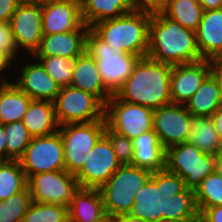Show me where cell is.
Instances as JSON below:
<instances>
[{
    "mask_svg": "<svg viewBox=\"0 0 222 222\" xmlns=\"http://www.w3.org/2000/svg\"><path fill=\"white\" fill-rule=\"evenodd\" d=\"M128 214L140 222H168L195 217L198 210L194 191L185 188L180 176L163 169L152 173Z\"/></svg>",
    "mask_w": 222,
    "mask_h": 222,
    "instance_id": "obj_1",
    "label": "cell"
},
{
    "mask_svg": "<svg viewBox=\"0 0 222 222\" xmlns=\"http://www.w3.org/2000/svg\"><path fill=\"white\" fill-rule=\"evenodd\" d=\"M146 56L170 65L202 60L197 47L196 32L182 27L162 12L151 15Z\"/></svg>",
    "mask_w": 222,
    "mask_h": 222,
    "instance_id": "obj_2",
    "label": "cell"
},
{
    "mask_svg": "<svg viewBox=\"0 0 222 222\" xmlns=\"http://www.w3.org/2000/svg\"><path fill=\"white\" fill-rule=\"evenodd\" d=\"M171 72L172 65L155 61L148 56L141 57L115 95L125 102L153 110L171 104Z\"/></svg>",
    "mask_w": 222,
    "mask_h": 222,
    "instance_id": "obj_3",
    "label": "cell"
},
{
    "mask_svg": "<svg viewBox=\"0 0 222 222\" xmlns=\"http://www.w3.org/2000/svg\"><path fill=\"white\" fill-rule=\"evenodd\" d=\"M151 13L132 11L114 19L94 24L91 29L111 47L114 53H132L145 57L149 47Z\"/></svg>",
    "mask_w": 222,
    "mask_h": 222,
    "instance_id": "obj_4",
    "label": "cell"
},
{
    "mask_svg": "<svg viewBox=\"0 0 222 222\" xmlns=\"http://www.w3.org/2000/svg\"><path fill=\"white\" fill-rule=\"evenodd\" d=\"M152 173L131 164L121 165L99 189L106 216L128 214L133 207L135 195L151 178Z\"/></svg>",
    "mask_w": 222,
    "mask_h": 222,
    "instance_id": "obj_5",
    "label": "cell"
},
{
    "mask_svg": "<svg viewBox=\"0 0 222 222\" xmlns=\"http://www.w3.org/2000/svg\"><path fill=\"white\" fill-rule=\"evenodd\" d=\"M86 50L96 60L102 80L112 94L123 86L141 58L132 53H114L113 47L91 28L86 34Z\"/></svg>",
    "mask_w": 222,
    "mask_h": 222,
    "instance_id": "obj_6",
    "label": "cell"
},
{
    "mask_svg": "<svg viewBox=\"0 0 222 222\" xmlns=\"http://www.w3.org/2000/svg\"><path fill=\"white\" fill-rule=\"evenodd\" d=\"M215 160V156L203 153L189 142L165 149V169L180 176L185 188L193 191L215 171Z\"/></svg>",
    "mask_w": 222,
    "mask_h": 222,
    "instance_id": "obj_7",
    "label": "cell"
},
{
    "mask_svg": "<svg viewBox=\"0 0 222 222\" xmlns=\"http://www.w3.org/2000/svg\"><path fill=\"white\" fill-rule=\"evenodd\" d=\"M58 132L62 138L65 170L75 175L84 164L88 154L97 141L104 135L106 120L88 123L62 125Z\"/></svg>",
    "mask_w": 222,
    "mask_h": 222,
    "instance_id": "obj_8",
    "label": "cell"
},
{
    "mask_svg": "<svg viewBox=\"0 0 222 222\" xmlns=\"http://www.w3.org/2000/svg\"><path fill=\"white\" fill-rule=\"evenodd\" d=\"M153 109L120 100L113 94L105 104L104 117L113 132L134 140L153 130Z\"/></svg>",
    "mask_w": 222,
    "mask_h": 222,
    "instance_id": "obj_9",
    "label": "cell"
},
{
    "mask_svg": "<svg viewBox=\"0 0 222 222\" xmlns=\"http://www.w3.org/2000/svg\"><path fill=\"white\" fill-rule=\"evenodd\" d=\"M53 103L59 127L105 120V105L95 95L71 85L62 87Z\"/></svg>",
    "mask_w": 222,
    "mask_h": 222,
    "instance_id": "obj_10",
    "label": "cell"
},
{
    "mask_svg": "<svg viewBox=\"0 0 222 222\" xmlns=\"http://www.w3.org/2000/svg\"><path fill=\"white\" fill-rule=\"evenodd\" d=\"M26 177L43 172L65 170L64 149L60 133L32 137L18 160Z\"/></svg>",
    "mask_w": 222,
    "mask_h": 222,
    "instance_id": "obj_11",
    "label": "cell"
},
{
    "mask_svg": "<svg viewBox=\"0 0 222 222\" xmlns=\"http://www.w3.org/2000/svg\"><path fill=\"white\" fill-rule=\"evenodd\" d=\"M27 187L32 202L59 204L67 208L71 204L73 194L79 188L75 176L66 170L30 175L27 178Z\"/></svg>",
    "mask_w": 222,
    "mask_h": 222,
    "instance_id": "obj_12",
    "label": "cell"
},
{
    "mask_svg": "<svg viewBox=\"0 0 222 222\" xmlns=\"http://www.w3.org/2000/svg\"><path fill=\"white\" fill-rule=\"evenodd\" d=\"M120 166L109 139L103 135L74 176L79 187L100 189Z\"/></svg>",
    "mask_w": 222,
    "mask_h": 222,
    "instance_id": "obj_13",
    "label": "cell"
},
{
    "mask_svg": "<svg viewBox=\"0 0 222 222\" xmlns=\"http://www.w3.org/2000/svg\"><path fill=\"white\" fill-rule=\"evenodd\" d=\"M193 116L184 104H168L153 111V130L162 146L187 142Z\"/></svg>",
    "mask_w": 222,
    "mask_h": 222,
    "instance_id": "obj_14",
    "label": "cell"
},
{
    "mask_svg": "<svg viewBox=\"0 0 222 222\" xmlns=\"http://www.w3.org/2000/svg\"><path fill=\"white\" fill-rule=\"evenodd\" d=\"M17 49L25 48L31 54L39 48L42 39V4L22 1L10 20Z\"/></svg>",
    "mask_w": 222,
    "mask_h": 222,
    "instance_id": "obj_15",
    "label": "cell"
},
{
    "mask_svg": "<svg viewBox=\"0 0 222 222\" xmlns=\"http://www.w3.org/2000/svg\"><path fill=\"white\" fill-rule=\"evenodd\" d=\"M77 2L51 0L42 3V35H52L73 30H89Z\"/></svg>",
    "mask_w": 222,
    "mask_h": 222,
    "instance_id": "obj_16",
    "label": "cell"
},
{
    "mask_svg": "<svg viewBox=\"0 0 222 222\" xmlns=\"http://www.w3.org/2000/svg\"><path fill=\"white\" fill-rule=\"evenodd\" d=\"M211 74V61L172 65L170 94L173 104H185Z\"/></svg>",
    "mask_w": 222,
    "mask_h": 222,
    "instance_id": "obj_17",
    "label": "cell"
},
{
    "mask_svg": "<svg viewBox=\"0 0 222 222\" xmlns=\"http://www.w3.org/2000/svg\"><path fill=\"white\" fill-rule=\"evenodd\" d=\"M195 32L201 58L222 60V8L204 11Z\"/></svg>",
    "mask_w": 222,
    "mask_h": 222,
    "instance_id": "obj_18",
    "label": "cell"
},
{
    "mask_svg": "<svg viewBox=\"0 0 222 222\" xmlns=\"http://www.w3.org/2000/svg\"><path fill=\"white\" fill-rule=\"evenodd\" d=\"M71 86L95 95L104 105L113 95L102 80L96 60L87 50L74 59Z\"/></svg>",
    "mask_w": 222,
    "mask_h": 222,
    "instance_id": "obj_19",
    "label": "cell"
},
{
    "mask_svg": "<svg viewBox=\"0 0 222 222\" xmlns=\"http://www.w3.org/2000/svg\"><path fill=\"white\" fill-rule=\"evenodd\" d=\"M21 73L20 79L14 83L32 100L54 102L61 87L48 75L41 63L26 65Z\"/></svg>",
    "mask_w": 222,
    "mask_h": 222,
    "instance_id": "obj_20",
    "label": "cell"
},
{
    "mask_svg": "<svg viewBox=\"0 0 222 222\" xmlns=\"http://www.w3.org/2000/svg\"><path fill=\"white\" fill-rule=\"evenodd\" d=\"M88 30L43 35L39 48L34 52L37 56H61L75 59L86 50V34Z\"/></svg>",
    "mask_w": 222,
    "mask_h": 222,
    "instance_id": "obj_21",
    "label": "cell"
},
{
    "mask_svg": "<svg viewBox=\"0 0 222 222\" xmlns=\"http://www.w3.org/2000/svg\"><path fill=\"white\" fill-rule=\"evenodd\" d=\"M106 217L100 190L79 187L68 207V222H102Z\"/></svg>",
    "mask_w": 222,
    "mask_h": 222,
    "instance_id": "obj_22",
    "label": "cell"
},
{
    "mask_svg": "<svg viewBox=\"0 0 222 222\" xmlns=\"http://www.w3.org/2000/svg\"><path fill=\"white\" fill-rule=\"evenodd\" d=\"M133 146L134 154L131 165L151 172L165 169V148L160 143L154 130L135 138Z\"/></svg>",
    "mask_w": 222,
    "mask_h": 222,
    "instance_id": "obj_23",
    "label": "cell"
},
{
    "mask_svg": "<svg viewBox=\"0 0 222 222\" xmlns=\"http://www.w3.org/2000/svg\"><path fill=\"white\" fill-rule=\"evenodd\" d=\"M21 122L32 137L49 135L59 130L54 103L50 101L32 100Z\"/></svg>",
    "mask_w": 222,
    "mask_h": 222,
    "instance_id": "obj_24",
    "label": "cell"
},
{
    "mask_svg": "<svg viewBox=\"0 0 222 222\" xmlns=\"http://www.w3.org/2000/svg\"><path fill=\"white\" fill-rule=\"evenodd\" d=\"M80 7L83 22L90 28L134 11L132 0H84Z\"/></svg>",
    "mask_w": 222,
    "mask_h": 222,
    "instance_id": "obj_25",
    "label": "cell"
},
{
    "mask_svg": "<svg viewBox=\"0 0 222 222\" xmlns=\"http://www.w3.org/2000/svg\"><path fill=\"white\" fill-rule=\"evenodd\" d=\"M32 99L14 82L0 86V124L21 121Z\"/></svg>",
    "mask_w": 222,
    "mask_h": 222,
    "instance_id": "obj_26",
    "label": "cell"
},
{
    "mask_svg": "<svg viewBox=\"0 0 222 222\" xmlns=\"http://www.w3.org/2000/svg\"><path fill=\"white\" fill-rule=\"evenodd\" d=\"M220 105L221 98L218 84L211 74L185 103L187 110L194 118L211 116Z\"/></svg>",
    "mask_w": 222,
    "mask_h": 222,
    "instance_id": "obj_27",
    "label": "cell"
},
{
    "mask_svg": "<svg viewBox=\"0 0 222 222\" xmlns=\"http://www.w3.org/2000/svg\"><path fill=\"white\" fill-rule=\"evenodd\" d=\"M187 142L194 144L205 154L216 157L222 153V143L211 116L193 118Z\"/></svg>",
    "mask_w": 222,
    "mask_h": 222,
    "instance_id": "obj_28",
    "label": "cell"
},
{
    "mask_svg": "<svg viewBox=\"0 0 222 222\" xmlns=\"http://www.w3.org/2000/svg\"><path fill=\"white\" fill-rule=\"evenodd\" d=\"M161 12L182 27L196 31L204 9L198 0H166Z\"/></svg>",
    "mask_w": 222,
    "mask_h": 222,
    "instance_id": "obj_29",
    "label": "cell"
},
{
    "mask_svg": "<svg viewBox=\"0 0 222 222\" xmlns=\"http://www.w3.org/2000/svg\"><path fill=\"white\" fill-rule=\"evenodd\" d=\"M27 187V177L19 161L0 163V202Z\"/></svg>",
    "mask_w": 222,
    "mask_h": 222,
    "instance_id": "obj_30",
    "label": "cell"
},
{
    "mask_svg": "<svg viewBox=\"0 0 222 222\" xmlns=\"http://www.w3.org/2000/svg\"><path fill=\"white\" fill-rule=\"evenodd\" d=\"M198 213L222 205V178L214 171L207 175L194 191Z\"/></svg>",
    "mask_w": 222,
    "mask_h": 222,
    "instance_id": "obj_31",
    "label": "cell"
},
{
    "mask_svg": "<svg viewBox=\"0 0 222 222\" xmlns=\"http://www.w3.org/2000/svg\"><path fill=\"white\" fill-rule=\"evenodd\" d=\"M6 153L11 160H19L32 136L21 121L5 124Z\"/></svg>",
    "mask_w": 222,
    "mask_h": 222,
    "instance_id": "obj_32",
    "label": "cell"
},
{
    "mask_svg": "<svg viewBox=\"0 0 222 222\" xmlns=\"http://www.w3.org/2000/svg\"><path fill=\"white\" fill-rule=\"evenodd\" d=\"M32 203L28 187L0 202V222H22Z\"/></svg>",
    "mask_w": 222,
    "mask_h": 222,
    "instance_id": "obj_33",
    "label": "cell"
},
{
    "mask_svg": "<svg viewBox=\"0 0 222 222\" xmlns=\"http://www.w3.org/2000/svg\"><path fill=\"white\" fill-rule=\"evenodd\" d=\"M48 75L59 84V86H70L74 70V59L61 56H37Z\"/></svg>",
    "mask_w": 222,
    "mask_h": 222,
    "instance_id": "obj_34",
    "label": "cell"
},
{
    "mask_svg": "<svg viewBox=\"0 0 222 222\" xmlns=\"http://www.w3.org/2000/svg\"><path fill=\"white\" fill-rule=\"evenodd\" d=\"M22 222H68V208L59 204L32 202Z\"/></svg>",
    "mask_w": 222,
    "mask_h": 222,
    "instance_id": "obj_35",
    "label": "cell"
},
{
    "mask_svg": "<svg viewBox=\"0 0 222 222\" xmlns=\"http://www.w3.org/2000/svg\"><path fill=\"white\" fill-rule=\"evenodd\" d=\"M104 135L109 139L121 165L132 164L134 154L133 140L113 132L108 127L105 129Z\"/></svg>",
    "mask_w": 222,
    "mask_h": 222,
    "instance_id": "obj_36",
    "label": "cell"
},
{
    "mask_svg": "<svg viewBox=\"0 0 222 222\" xmlns=\"http://www.w3.org/2000/svg\"><path fill=\"white\" fill-rule=\"evenodd\" d=\"M0 49L8 53L12 58L16 56L18 49L14 41L10 21L0 22Z\"/></svg>",
    "mask_w": 222,
    "mask_h": 222,
    "instance_id": "obj_37",
    "label": "cell"
},
{
    "mask_svg": "<svg viewBox=\"0 0 222 222\" xmlns=\"http://www.w3.org/2000/svg\"><path fill=\"white\" fill-rule=\"evenodd\" d=\"M166 0H132L134 11L161 12Z\"/></svg>",
    "mask_w": 222,
    "mask_h": 222,
    "instance_id": "obj_38",
    "label": "cell"
},
{
    "mask_svg": "<svg viewBox=\"0 0 222 222\" xmlns=\"http://www.w3.org/2000/svg\"><path fill=\"white\" fill-rule=\"evenodd\" d=\"M22 0H0V22H8Z\"/></svg>",
    "mask_w": 222,
    "mask_h": 222,
    "instance_id": "obj_39",
    "label": "cell"
},
{
    "mask_svg": "<svg viewBox=\"0 0 222 222\" xmlns=\"http://www.w3.org/2000/svg\"><path fill=\"white\" fill-rule=\"evenodd\" d=\"M200 215L202 222H222V205L206 208Z\"/></svg>",
    "mask_w": 222,
    "mask_h": 222,
    "instance_id": "obj_40",
    "label": "cell"
},
{
    "mask_svg": "<svg viewBox=\"0 0 222 222\" xmlns=\"http://www.w3.org/2000/svg\"><path fill=\"white\" fill-rule=\"evenodd\" d=\"M211 75L215 78L218 84L222 104V60L211 61Z\"/></svg>",
    "mask_w": 222,
    "mask_h": 222,
    "instance_id": "obj_41",
    "label": "cell"
},
{
    "mask_svg": "<svg viewBox=\"0 0 222 222\" xmlns=\"http://www.w3.org/2000/svg\"><path fill=\"white\" fill-rule=\"evenodd\" d=\"M215 129L219 135L220 141L222 143V104L217 108V110L211 115Z\"/></svg>",
    "mask_w": 222,
    "mask_h": 222,
    "instance_id": "obj_42",
    "label": "cell"
},
{
    "mask_svg": "<svg viewBox=\"0 0 222 222\" xmlns=\"http://www.w3.org/2000/svg\"><path fill=\"white\" fill-rule=\"evenodd\" d=\"M5 126L0 124V163L10 161L6 153Z\"/></svg>",
    "mask_w": 222,
    "mask_h": 222,
    "instance_id": "obj_43",
    "label": "cell"
},
{
    "mask_svg": "<svg viewBox=\"0 0 222 222\" xmlns=\"http://www.w3.org/2000/svg\"><path fill=\"white\" fill-rule=\"evenodd\" d=\"M204 11L222 8V0H198Z\"/></svg>",
    "mask_w": 222,
    "mask_h": 222,
    "instance_id": "obj_44",
    "label": "cell"
},
{
    "mask_svg": "<svg viewBox=\"0 0 222 222\" xmlns=\"http://www.w3.org/2000/svg\"><path fill=\"white\" fill-rule=\"evenodd\" d=\"M13 61V58L6 52H4L3 50L0 49V73L1 71H4L6 67H8L9 65H11ZM2 83H8L3 80H0Z\"/></svg>",
    "mask_w": 222,
    "mask_h": 222,
    "instance_id": "obj_45",
    "label": "cell"
},
{
    "mask_svg": "<svg viewBox=\"0 0 222 222\" xmlns=\"http://www.w3.org/2000/svg\"><path fill=\"white\" fill-rule=\"evenodd\" d=\"M109 218V222H140L129 214H116Z\"/></svg>",
    "mask_w": 222,
    "mask_h": 222,
    "instance_id": "obj_46",
    "label": "cell"
},
{
    "mask_svg": "<svg viewBox=\"0 0 222 222\" xmlns=\"http://www.w3.org/2000/svg\"><path fill=\"white\" fill-rule=\"evenodd\" d=\"M215 171L219 174V176L222 178V153L218 154L216 156L215 160Z\"/></svg>",
    "mask_w": 222,
    "mask_h": 222,
    "instance_id": "obj_47",
    "label": "cell"
},
{
    "mask_svg": "<svg viewBox=\"0 0 222 222\" xmlns=\"http://www.w3.org/2000/svg\"><path fill=\"white\" fill-rule=\"evenodd\" d=\"M168 222H202L201 215L198 213L195 217L192 218H186L183 220H174V221H168Z\"/></svg>",
    "mask_w": 222,
    "mask_h": 222,
    "instance_id": "obj_48",
    "label": "cell"
},
{
    "mask_svg": "<svg viewBox=\"0 0 222 222\" xmlns=\"http://www.w3.org/2000/svg\"><path fill=\"white\" fill-rule=\"evenodd\" d=\"M22 1L29 2V3H40V4H42V3H46V2L51 1V0H22Z\"/></svg>",
    "mask_w": 222,
    "mask_h": 222,
    "instance_id": "obj_49",
    "label": "cell"
},
{
    "mask_svg": "<svg viewBox=\"0 0 222 222\" xmlns=\"http://www.w3.org/2000/svg\"><path fill=\"white\" fill-rule=\"evenodd\" d=\"M67 1H74V2H77L79 5H81L84 0H67Z\"/></svg>",
    "mask_w": 222,
    "mask_h": 222,
    "instance_id": "obj_50",
    "label": "cell"
},
{
    "mask_svg": "<svg viewBox=\"0 0 222 222\" xmlns=\"http://www.w3.org/2000/svg\"><path fill=\"white\" fill-rule=\"evenodd\" d=\"M102 222H109V218L106 217Z\"/></svg>",
    "mask_w": 222,
    "mask_h": 222,
    "instance_id": "obj_51",
    "label": "cell"
}]
</instances>
